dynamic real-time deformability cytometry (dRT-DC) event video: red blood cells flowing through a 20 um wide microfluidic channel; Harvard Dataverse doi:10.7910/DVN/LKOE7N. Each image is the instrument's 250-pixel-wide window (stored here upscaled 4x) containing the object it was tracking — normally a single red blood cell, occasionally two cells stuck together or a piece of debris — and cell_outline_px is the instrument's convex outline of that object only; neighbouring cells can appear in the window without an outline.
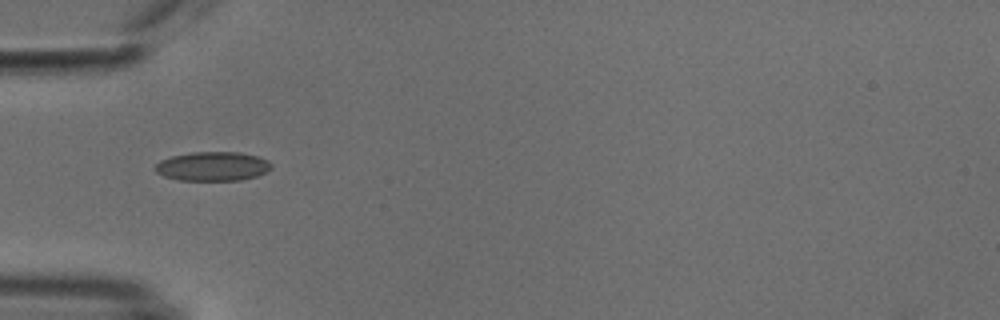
{"species": "common noctule bat (a hibernating species)", "species_latin": "Nyctalus noctula", "temperature_condition": "cold", "stored_images_in_passage": 4, "camera_frame_rate_fps": 3000, "um_per_image_px": 0.085, "animal": {"sex": "male", "body_mass_g": 18.8}, "frame": {"image": 1, "passage_image": 1, "time_ms": 0.0, "image_size_px": [1000, 320], "cell_outline_px": [[272, 168], [256, 176], [240, 180], [180, 180], [164, 176], [156, 172], [156, 164], [160, 160], [172, 156], [192, 152], [240, 152], [256, 156], [268, 160], [272, 164]], "centroid_in_image_um": [18.08, 14.13], "position_along_channel_um": 66.9, "area_um2": 19.59}}
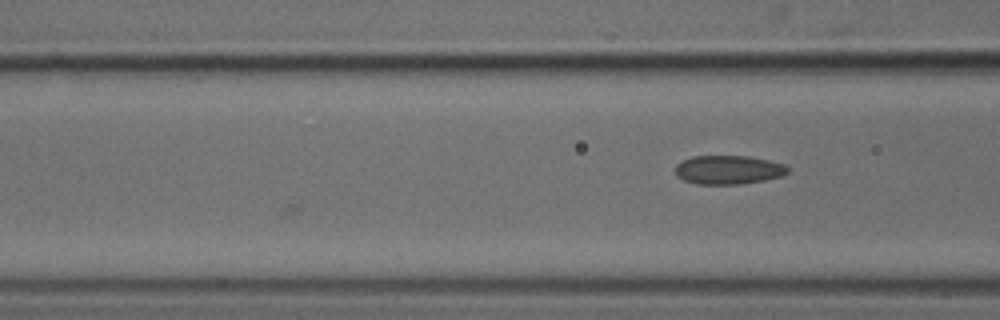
{"frame": {"image": 2, "passage_image": 4, "time_ms": 1.0, "image_size_px": [1000, 320], "cell_outline_px": [[788, 172], [780, 176], [764, 180], [740, 184], [696, 184], [684, 180], [676, 176], [676, 164], [692, 156], [748, 156], [768, 160], [784, 164], [788, 168]], "centroid_in_image_um": [61.89, 14.43], "position_along_channel_um": 104.7, "area_um2": 18.79}}